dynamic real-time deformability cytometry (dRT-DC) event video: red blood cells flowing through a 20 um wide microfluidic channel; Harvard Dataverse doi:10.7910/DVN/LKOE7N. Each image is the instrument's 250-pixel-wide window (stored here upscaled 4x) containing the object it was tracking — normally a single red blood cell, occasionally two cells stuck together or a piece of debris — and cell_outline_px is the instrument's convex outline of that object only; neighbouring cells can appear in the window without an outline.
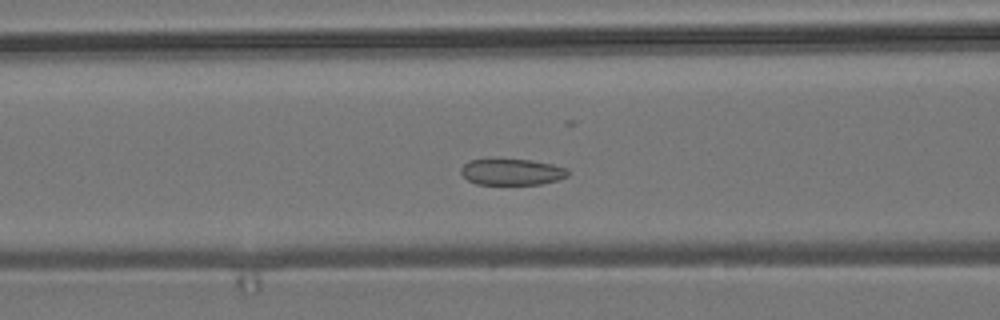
{"species": "common noctule bat (a hibernating species)", "species_latin": "Nyctalus noctula", "temperature_condition": "room temperature", "stored_images_in_passage": 52, "camera_frame_rate_fps": 3000, "um_per_image_px": 0.085, "animal": {"sex": "male", "body_mass_g": 19.2, "forearm_length_mm": 51.8}, "frame": {"image": 1, "passage_image": 19, "time_ms": 6.0, "image_size_px": [1000, 320], "cell_outline_px": [[568, 176], [556, 180], [540, 184], [476, 184], [468, 180], [460, 172], [460, 168], [468, 160], [532, 160], [552, 164], [568, 168]], "centroid_in_image_um": [43.51, 14.62], "position_along_channel_um": 123.1, "area_um2": 16.18}}
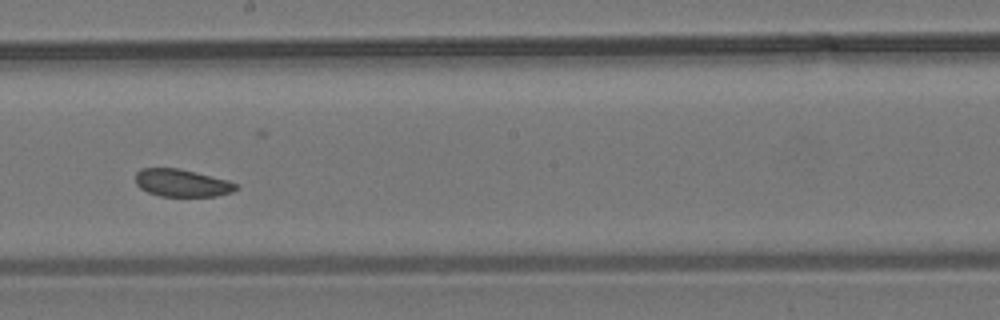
{"frame": {"image": 2, "passage_image": 28, "time_ms": 9.0, "image_size_px": [1000, 320], "cell_outline_px": [[240, 188], [232, 192], [216, 196], [160, 196], [148, 192], [140, 188], [136, 184], [136, 172], [140, 168], [180, 168], [228, 180], [236, 184]], "centroid_in_image_um": [15.46, 15.55], "position_along_channel_um": 232.7, "area_um2": 16.18}}
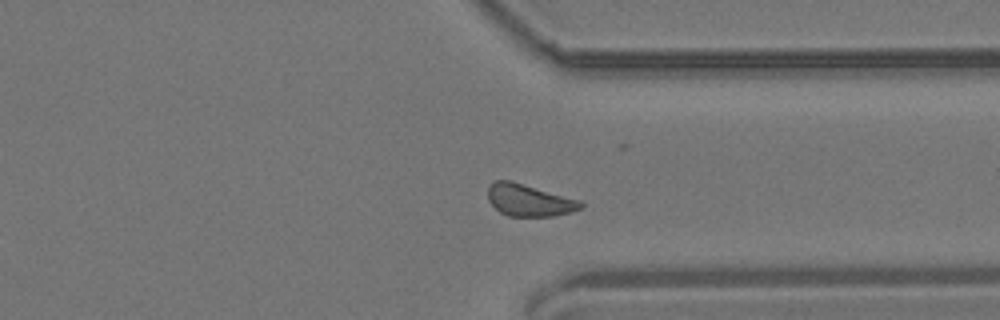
{"frame": {"image": 3, "passage_image": 39, "time_ms": 12.667, "image_size_px": [1000, 320], "cell_outline_px": [[584, 208], [572, 212], [552, 216], [508, 216], [500, 212], [488, 200], [488, 184], [496, 180], [512, 180], [580, 200], [584, 204]], "centroid_in_image_um": [44.99, 17.01], "position_along_channel_um": 366.4, "area_um2": 17.51}, "authors_computed_cell_mechanics": {"area_um2": 17.5712, "velocity_mm_per_s": 3.6687, "shape_relaxation_time_tau1_ms": null, "shape_relaxation_time_tau2_ms": 8.7636, "deformation_change_tau1": null, "deformation_change_tau2": 0.1214}}